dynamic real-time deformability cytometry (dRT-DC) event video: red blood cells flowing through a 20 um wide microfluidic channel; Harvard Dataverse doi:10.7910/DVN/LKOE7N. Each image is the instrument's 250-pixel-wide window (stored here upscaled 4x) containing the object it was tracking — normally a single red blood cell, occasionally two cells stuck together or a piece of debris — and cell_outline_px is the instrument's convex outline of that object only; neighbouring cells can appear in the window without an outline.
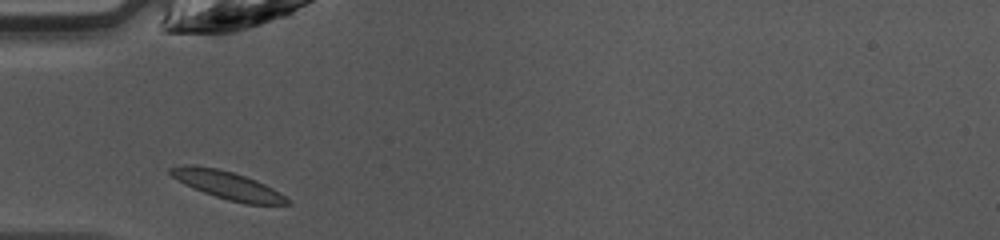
{"species": "common noctule bat (a hibernating species)", "species_latin": "Nyctalus noctula", "temperature_condition": "warm", "stored_images_in_passage": 26, "camera_frame_rate_fps": 3000, "um_per_image_px": 0.085, "animal": {"sex": "female", "body_mass_g": 10.0, "forearm_length_mm": 53.1}, "frame": {"image": 1, "passage_image": 1, "time_ms": 0.0, "image_size_px": [1000, 240], "cell_outline_px": [[292, 204], [248, 204], [228, 200], [204, 192], [184, 184], [172, 176], [168, 172], [168, 168], [184, 164], [188, 164], [216, 168], [232, 172], [256, 180], [280, 192], [292, 200]], "centroid_in_image_um": [19.35, 15.74], "position_along_channel_um": 65.6, "area_um2": 18.9}}
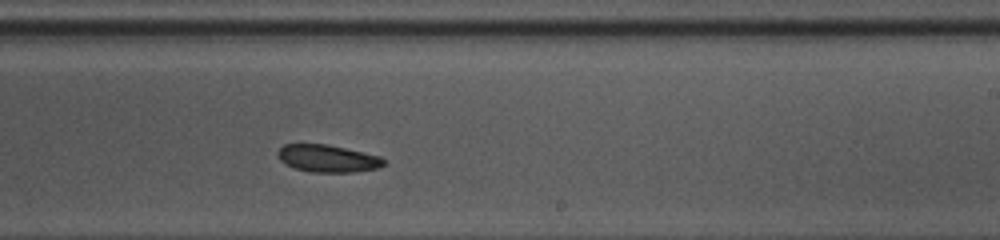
{"frame": {"image": 2, "passage_image": 15, "time_ms": 4.667, "image_size_px": [1000, 240], "cell_outline_px": [[384, 164], [376, 168], [352, 172], [312, 172], [292, 168], [284, 164], [280, 160], [276, 152], [284, 144], [328, 144], [380, 156], [384, 160]], "centroid_in_image_um": [27.79, 13.47], "position_along_channel_um": 261.2, "area_um2": 16.88}}
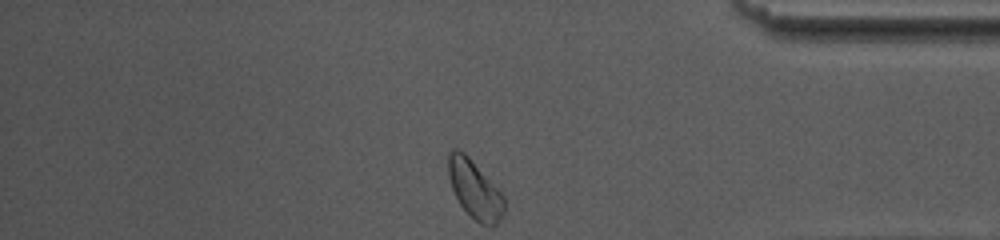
{"frame": {"image": 3, "passage_image": 26, "time_ms": 8.333, "image_size_px": [1000, 240], "cell_outline_px": [[504, 212], [500, 220], [496, 224], [480, 224], [460, 204], [452, 188], [448, 176], [448, 152], [452, 148], [456, 148], [464, 152], [468, 156], [504, 196]], "centroid_in_image_um": [40.33, 16.07], "position_along_channel_um": 394.9, "area_um2": 18.55}, "authors_computed_cell_mechanics": {"area_um2": 17.629, "velocity_mm_per_s": 4.2028, "shape_relaxation_time_tau1_ms": 2.5382, "shape_relaxation_time_tau2_ms": null, "deformation_change_tau1": 0.0911, "deformation_change_tau2": null}}